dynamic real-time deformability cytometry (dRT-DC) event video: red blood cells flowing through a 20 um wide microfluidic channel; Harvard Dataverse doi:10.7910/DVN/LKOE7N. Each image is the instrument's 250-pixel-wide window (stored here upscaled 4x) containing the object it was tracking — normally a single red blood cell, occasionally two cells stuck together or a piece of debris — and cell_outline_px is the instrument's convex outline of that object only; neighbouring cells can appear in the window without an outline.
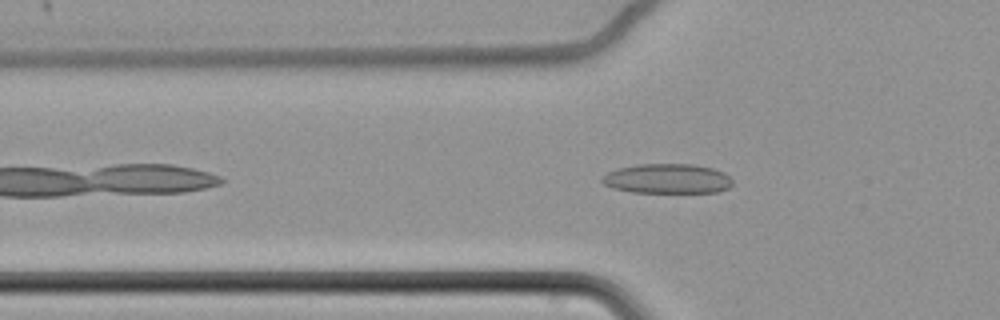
{"species": "common noctule bat (a hibernating species)", "species_latin": "Nyctalus noctula", "temperature_condition": "cold", "stored_images_in_passage": 18, "camera_frame_rate_fps": 3000, "um_per_image_px": 0.085, "animal": {"sex": "female", "body_mass_g": 22.7, "forearm_length_mm": 54.2}, "frame": {"image": 1, "passage_image": 7, "time_ms": 2.0, "image_size_px": [1000, 320], "cell_outline_px": [[732, 184], [728, 188], [716, 192], [632, 192], [612, 188], [604, 184], [600, 180], [608, 172], [620, 168], [636, 164], [692, 164], [712, 168], [724, 172], [732, 180]], "centroid_in_image_um": [56.72, 15.19], "position_along_channel_um": 69.1, "area_um2": 22.48}}
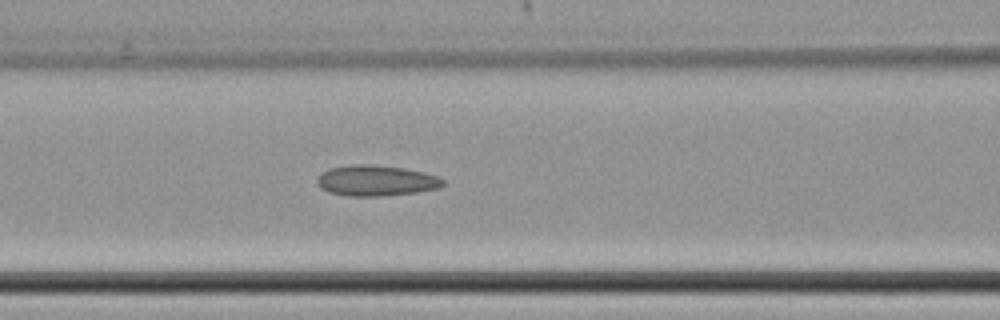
{"frame": {"image": 2, "passage_image": 13, "time_ms": 4.0, "image_size_px": [1000, 320], "cell_outline_px": [[444, 184], [440, 188], [416, 192], [384, 196], [348, 196], [328, 192], [320, 188], [316, 184], [316, 176], [320, 172], [328, 168], [352, 164], [368, 164], [404, 168], [424, 172], [436, 176], [444, 180]], "centroid_in_image_um": [31.9, 15.35], "position_along_channel_um": 134.7, "area_um2": 22.83}}
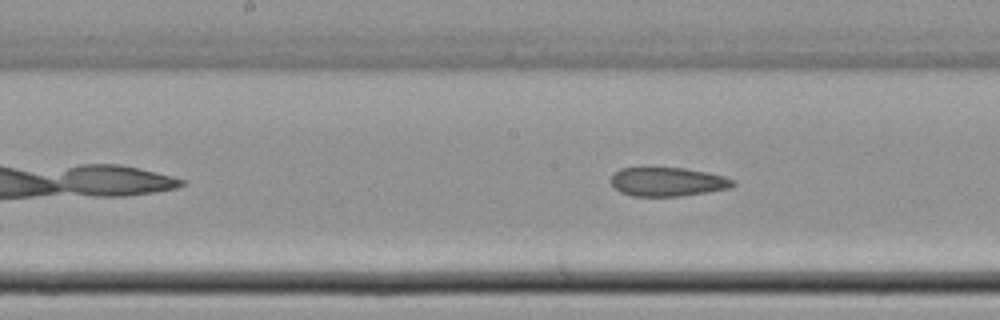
{"frame": {"image": 3, "passage_image": 18, "time_ms": 5.667, "image_size_px": [1000, 320], "cell_outline_px": [[736, 184], [732, 188], [708, 192], [680, 196], [632, 196], [620, 192], [612, 184], [612, 176], [620, 168], [684, 168], [724, 176], [732, 180]], "centroid_in_image_um": [56.77, 15.46], "position_along_channel_um": 191.4, "area_um2": 20.35}}